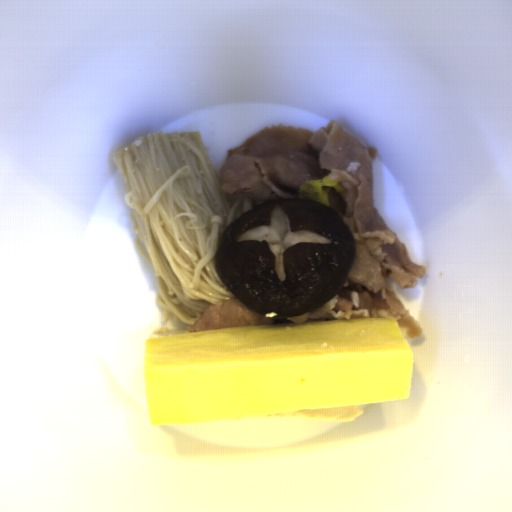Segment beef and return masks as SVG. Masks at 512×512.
Listing matches in <instances>:
<instances>
[{"label": "beef", "instance_id": "33117281", "mask_svg": "<svg viewBox=\"0 0 512 512\" xmlns=\"http://www.w3.org/2000/svg\"><path fill=\"white\" fill-rule=\"evenodd\" d=\"M378 148L364 144L333 120L316 132L291 125L265 126L228 150L220 167L225 195L258 203L298 199L306 180L325 178L334 188L328 206L352 231L356 251L345 284L326 302L292 318H269L253 311L235 295L210 305L187 333L256 325H292L357 318H392L399 330L419 338L422 328L388 279L414 290L425 266L413 261L406 244L387 226L374 206L373 171Z\"/></svg>", "mask_w": 512, "mask_h": 512}, {"label": "beef", "instance_id": "835553da", "mask_svg": "<svg viewBox=\"0 0 512 512\" xmlns=\"http://www.w3.org/2000/svg\"><path fill=\"white\" fill-rule=\"evenodd\" d=\"M362 413L360 406H350L331 409H304L296 413L266 416L273 418H309L330 421H352L360 417Z\"/></svg>", "mask_w": 512, "mask_h": 512}]
</instances>
